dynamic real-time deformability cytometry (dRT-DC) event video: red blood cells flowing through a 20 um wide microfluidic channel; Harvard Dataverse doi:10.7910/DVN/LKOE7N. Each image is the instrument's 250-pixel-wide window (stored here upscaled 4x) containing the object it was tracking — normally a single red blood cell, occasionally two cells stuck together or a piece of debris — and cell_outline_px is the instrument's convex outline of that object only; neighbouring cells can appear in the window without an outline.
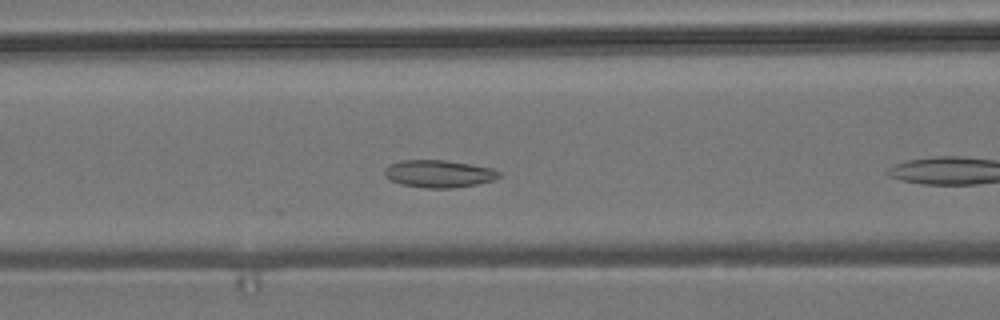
{"species": "common noctule bat (a hibernating species)", "species_latin": "Nyctalus noctula", "temperature_condition": "room temperature", "stored_images_in_passage": 9, "camera_frame_rate_fps": 3000, "um_per_image_px": 0.085, "animal": {"sex": "male", "body_mass_g": 19.2, "forearm_length_mm": 51.8}, "frame": {"image": 1, "passage_image": 8, "time_ms": 2.333, "image_size_px": [1000, 320], "cell_outline_px": [[500, 176], [496, 180], [476, 184], [452, 188], [424, 188], [400, 184], [388, 180], [384, 176], [384, 168], [400, 160], [444, 160], [492, 168], [500, 172]], "centroid_in_image_um": [37.27, 14.78], "position_along_channel_um": 129.3, "area_um2": 18.38}}